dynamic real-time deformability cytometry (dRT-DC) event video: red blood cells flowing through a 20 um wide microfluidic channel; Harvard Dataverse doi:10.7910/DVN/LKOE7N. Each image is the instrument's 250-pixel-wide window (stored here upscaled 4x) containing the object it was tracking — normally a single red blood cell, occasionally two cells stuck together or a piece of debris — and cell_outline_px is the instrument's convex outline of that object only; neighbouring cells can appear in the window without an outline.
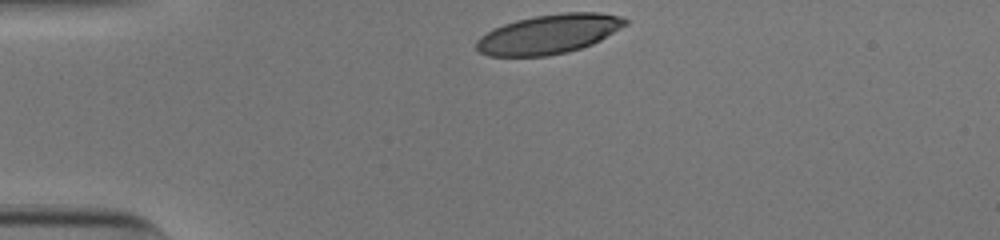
{"species": "human", "species_latin": "Homo sapiens", "temperature_condition": "cold", "stored_images_in_passage": 31, "camera_frame_rate_fps": 3000, "um_per_image_px": 0.085, "donor": {"sex": "male"}, "frame": {"image": 1, "passage_image": 1, "time_ms": 0.0, "image_size_px": [1000, 240], "cell_outline_px": [[628, 24], [600, 40], [592, 44], [568, 52], [548, 56], [488, 56], [480, 52], [476, 48], [476, 40], [480, 36], [504, 24], [516, 20], [536, 16], [564, 12], [600, 12], [624, 16], [628, 20]], "centroid_in_image_um": [46.69, 2.89], "position_along_channel_um": 38.3, "area_um2": 34.16}}
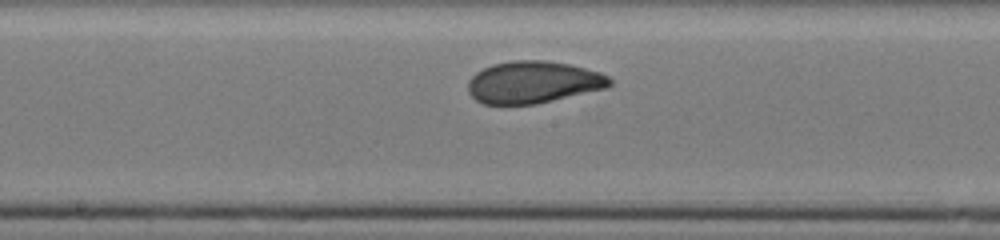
{"frame": {"image": 2, "passage_image": 17, "time_ms": 5.333, "image_size_px": [1000, 240], "cell_outline_px": [[612, 84], [608, 88], [536, 104], [484, 104], [476, 100], [468, 92], [468, 80], [476, 72], [492, 64], [512, 60], [544, 60], [568, 64], [600, 72], [608, 76], [612, 80]], "centroid_in_image_um": [45.33, 6.99], "position_along_channel_um": 202.9, "area_um2": 34.85}}
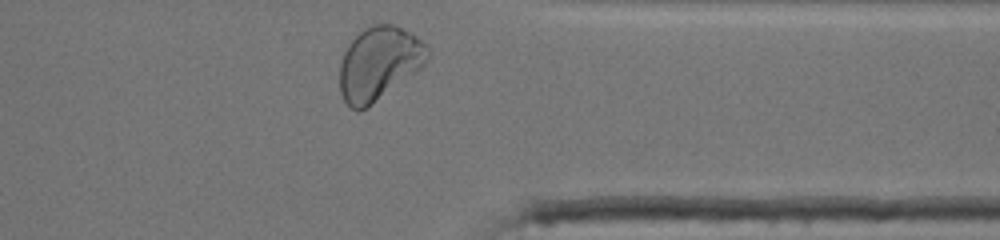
{"frame": {"image": 3, "passage_image": 31, "time_ms": 10.0, "image_size_px": [1000, 240], "cell_outline_px": [[432, 52], [424, 64], [420, 68], [368, 108], [356, 112], [344, 100], [340, 92], [340, 64], [344, 52], [348, 44], [364, 28], [372, 24], [392, 24], [408, 32], [428, 44]], "centroid_in_image_um": [32.22, 5.4], "position_along_channel_um": 379.2, "area_um2": 37.51}, "authors_computed_cell_mechanics": {"area_um2": 34.68, "velocity_mm_per_s": 3.8754, "shape_relaxation_time_tau1_ms": 4.1148, "shape_relaxation_time_tau2_ms": 0.8829, "deformation_change_tau1": 0.1585, "deformation_change_tau2": 0.0534}}